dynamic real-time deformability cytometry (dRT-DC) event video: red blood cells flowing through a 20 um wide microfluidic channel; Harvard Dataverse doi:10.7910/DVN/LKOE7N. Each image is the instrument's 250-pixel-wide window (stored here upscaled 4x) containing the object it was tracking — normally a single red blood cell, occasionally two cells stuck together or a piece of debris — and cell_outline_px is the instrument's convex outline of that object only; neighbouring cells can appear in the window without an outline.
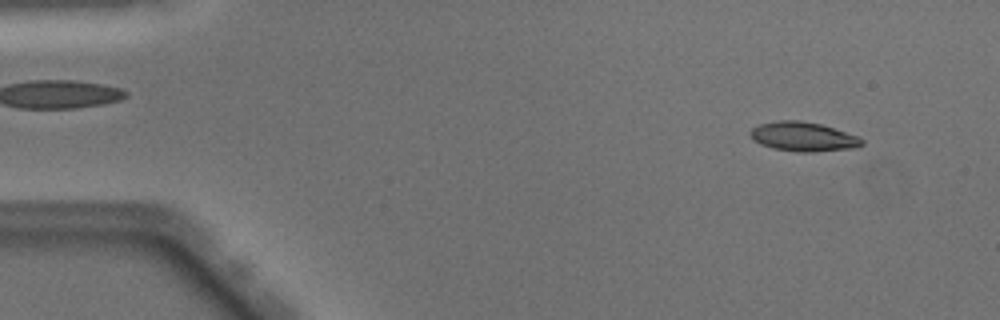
{"species": "Egyptian fruit bat (a non-hibernating species)", "species_latin": "Rousettus aegyptiacus", "temperature_condition": "warm", "stored_images_in_passage": 49, "camera_frame_rate_fps": 3000, "um_per_image_px": 0.085, "animal": {"sex": "male"}, "frame": {"image": 1, "passage_image": 4, "time_ms": 1.0, "image_size_px": [1000, 320], "cell_outline_px": [[864, 144], [860, 148], [812, 152], [800, 152], [772, 148], [760, 144], [752, 140], [748, 132], [752, 128], [760, 124], [776, 120], [800, 120], [820, 124], [860, 136], [864, 140]], "centroid_in_image_um": [68.3, 11.62], "position_along_channel_um": 16.7, "area_um2": 19.42}}
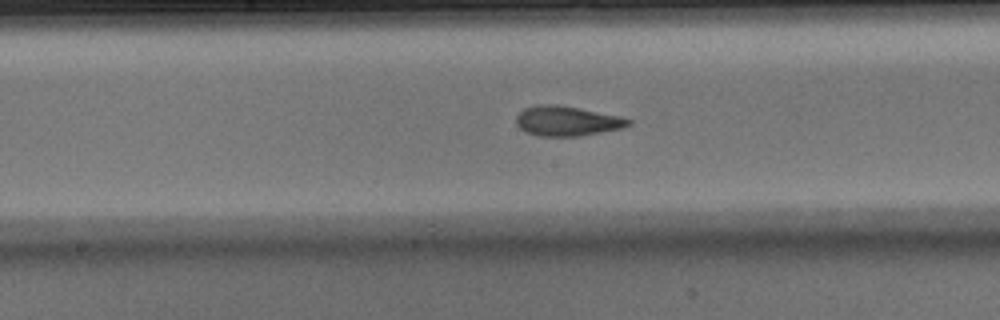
{"frame": {"image": 2, "passage_image": 25, "time_ms": 8.0, "image_size_px": [1000, 320], "cell_outline_px": [[632, 124], [620, 128], [580, 136], [536, 136], [520, 128], [516, 124], [516, 116], [524, 108], [536, 104], [556, 104], [580, 108], [620, 116], [632, 120]], "centroid_in_image_um": [48.17, 10.27], "position_along_channel_um": 200.0, "area_um2": 19.54}}
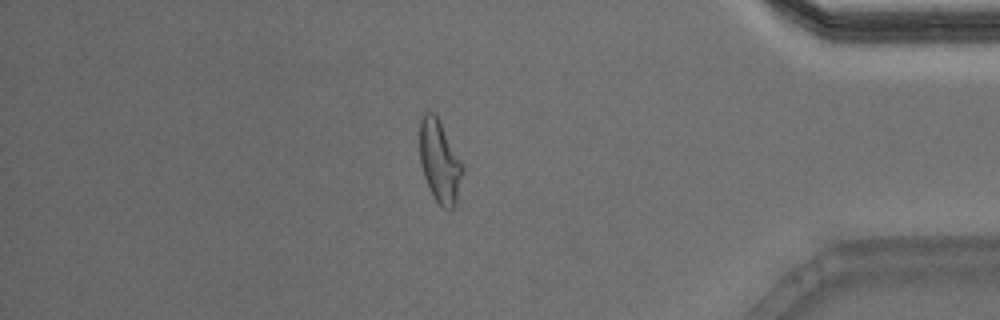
{"frame": {"image": 3, "passage_image": 42, "time_ms": 13.667, "image_size_px": [1000, 320], "cell_outline_px": [[464, 172], [456, 204], [452, 208], [444, 208], [432, 196], [424, 176], [420, 164], [420, 120], [424, 112], [432, 112], [436, 116], [460, 160], [464, 168]], "centroid_in_image_um": [37.37, 13.77], "position_along_channel_um": 397.8, "area_um2": 20.23}, "authors_computed_cell_mechanics": {"area_um2": 19.5364, "velocity_mm_per_s": 4.0672, "shape_relaxation_time_tau1_ms": 5.775, "shape_relaxation_time_tau2_ms": 1.2155, "deformation_change_tau1": 0.2331, "deformation_change_tau2": 0.0889}}